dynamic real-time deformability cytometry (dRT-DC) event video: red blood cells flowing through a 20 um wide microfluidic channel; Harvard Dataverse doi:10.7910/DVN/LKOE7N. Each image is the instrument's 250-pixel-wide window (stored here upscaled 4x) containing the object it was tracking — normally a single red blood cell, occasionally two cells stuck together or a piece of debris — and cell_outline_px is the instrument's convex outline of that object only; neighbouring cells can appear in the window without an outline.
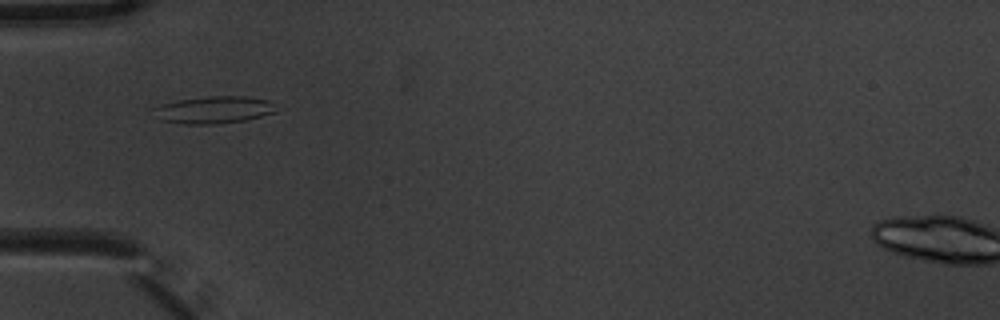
{"species": "common noctule bat (a hibernating species)", "species_latin": "Nyctalus noctula", "temperature_condition": "warm", "stored_images_in_passage": 7, "camera_frame_rate_fps": 3000, "um_per_image_px": 0.085, "animal": {"sex": "male", "body_mass_g": 20.1, "forearm_length_mm": 53.5}, "frame": {"image": 1, "passage_image": 5, "time_ms": 1.333, "image_size_px": [1000, 320], "cell_outline_px": [[276, 112], [244, 120], [216, 124], [184, 124], [160, 120], [152, 108], [160, 104], [180, 100], [212, 96], [244, 96], [268, 100]], "centroid_in_image_um": [18.12, 9.34], "position_along_channel_um": 66.9, "area_um2": 19.07}}
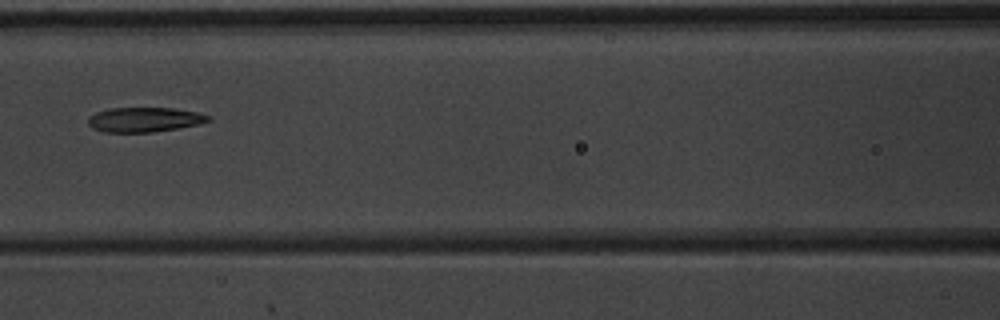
{"frame": {"image": 2, "passage_image": 7, "time_ms": 2.0, "image_size_px": [1000, 320], "cell_outline_px": [[212, 120], [200, 124], [152, 132], [104, 132], [92, 128], [88, 124], [88, 116], [96, 112], [108, 108], [172, 108], [200, 112], [212, 116]], "centroid_in_image_um": [12.3, 10.16], "position_along_channel_um": 154.3, "area_um2": 17.46}}